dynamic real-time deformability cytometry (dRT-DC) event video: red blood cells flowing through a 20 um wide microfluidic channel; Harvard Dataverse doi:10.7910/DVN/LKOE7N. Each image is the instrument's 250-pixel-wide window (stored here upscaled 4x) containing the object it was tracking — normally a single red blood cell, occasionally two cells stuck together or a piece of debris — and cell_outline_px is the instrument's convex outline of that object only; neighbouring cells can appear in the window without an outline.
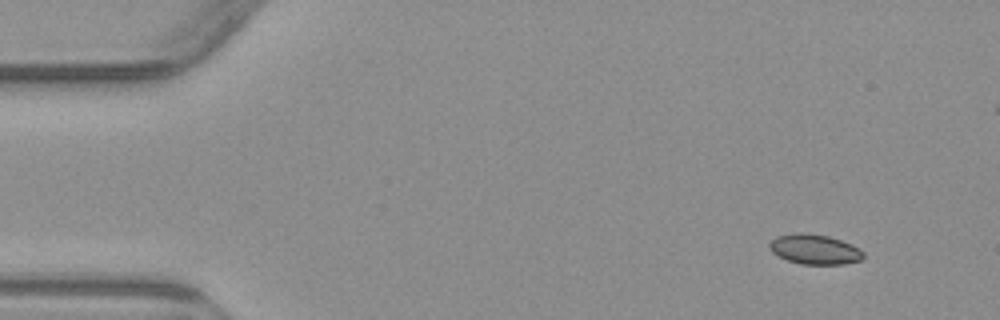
{"species": "common noctule bat (a hibernating species)", "species_latin": "Nyctalus noctula", "temperature_condition": "warm", "stored_images_in_passage": 5, "camera_frame_rate_fps": 3000, "um_per_image_px": 0.085, "animal": {"sex": "male", "body_mass_g": 23.1, "forearm_length_mm": 52.7}, "frame": {"image": 1, "passage_image": 1, "time_ms": 0.0, "image_size_px": [1000, 320], "cell_outline_px": [[864, 256], [860, 260], [844, 264], [800, 264], [788, 260], [772, 252], [768, 248], [768, 244], [776, 236], [796, 232], [804, 232], [828, 236], [840, 240], [860, 248], [864, 252]], "centroid_in_image_um": [69.23, 21.18], "position_along_channel_um": 15.8, "area_um2": 16.42}}